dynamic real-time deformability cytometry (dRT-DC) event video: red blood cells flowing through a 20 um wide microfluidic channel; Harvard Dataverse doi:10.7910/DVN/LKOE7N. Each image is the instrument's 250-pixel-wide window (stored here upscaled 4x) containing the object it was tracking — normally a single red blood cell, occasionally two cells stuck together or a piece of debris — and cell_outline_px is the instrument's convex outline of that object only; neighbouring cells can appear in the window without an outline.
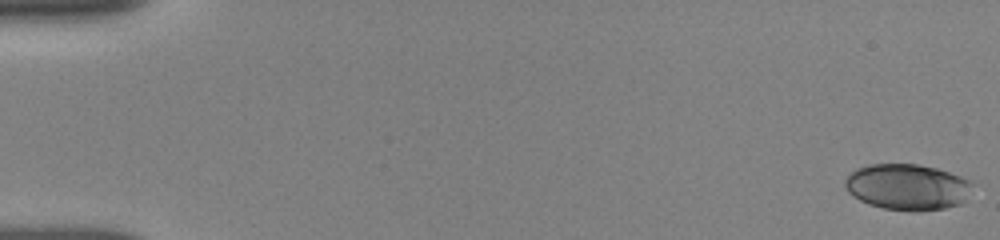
{"species": "human", "species_latin": "Homo sapiens", "temperature_condition": "room temperature", "stored_images_in_passage": 66, "camera_frame_rate_fps": 3000, "um_per_image_px": 0.085, "donor": {"sex": "female"}, "frame": {"image": 1, "passage_image": 1, "time_ms": 0.0, "image_size_px": [1000, 240], "cell_outline_px": [[972, 184], [964, 200], [960, 204], [944, 208], [916, 212], [908, 212], [884, 208], [868, 204], [852, 196], [848, 192], [844, 184], [844, 180], [856, 168], [868, 164], [920, 164], [936, 168], [960, 176], [968, 180]], "centroid_in_image_um": [77.08, 15.9], "position_along_channel_um": 7.9, "area_um2": 34.22}}
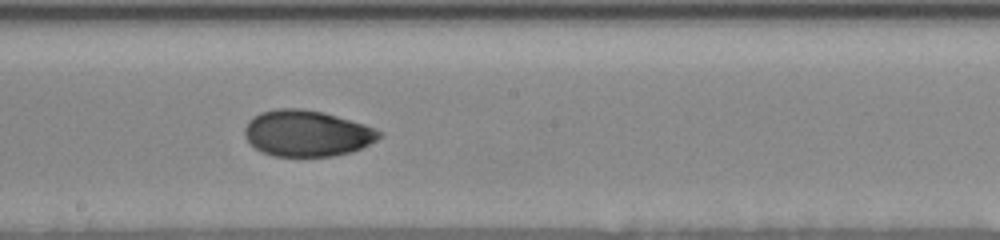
{"frame": {"image": 2, "passage_image": 36, "time_ms": 9.667, "image_size_px": [1000, 240], "cell_outline_px": [[384, 136], [352, 152], [332, 156], [272, 156], [260, 152], [244, 136], [244, 128], [248, 120], [252, 116], [260, 112], [276, 108], [300, 108], [324, 112], [364, 124], [384, 132]], "centroid_in_image_um": [26.07, 11.32], "position_along_channel_um": 222.1, "area_um2": 36.47}}
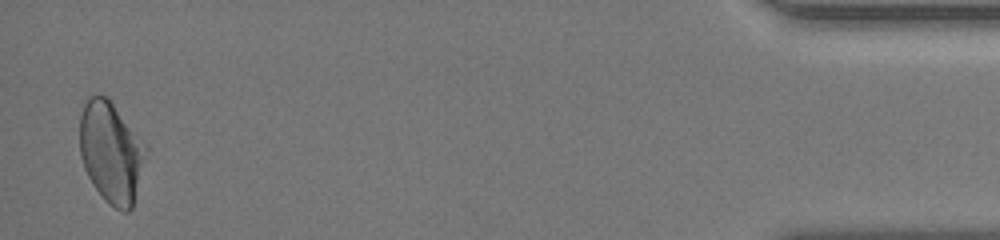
{"frame": {"image": 3, "passage_image": 64, "time_ms": 17.0, "image_size_px": [1000, 240], "cell_outline_px": [[148, 148], [132, 208], [128, 212], [124, 212], [108, 204], [104, 200], [92, 184], [84, 168], [80, 156], [80, 116], [84, 104], [92, 96], [108, 96]], "centroid_in_image_um": [9.44, 12.96], "position_along_channel_um": 425.8, "area_um2": 38.84}, "authors_computed_cell_mechanics": {"area_um2": 35.5181, "velocity_mm_per_s": 3.8529, "shape_relaxation_time_tau1_ms": 6.5108, "shape_relaxation_time_tau2_ms": 1.5675, "deformation_change_tau1": 0.1549, "deformation_change_tau2": 0.0401}}